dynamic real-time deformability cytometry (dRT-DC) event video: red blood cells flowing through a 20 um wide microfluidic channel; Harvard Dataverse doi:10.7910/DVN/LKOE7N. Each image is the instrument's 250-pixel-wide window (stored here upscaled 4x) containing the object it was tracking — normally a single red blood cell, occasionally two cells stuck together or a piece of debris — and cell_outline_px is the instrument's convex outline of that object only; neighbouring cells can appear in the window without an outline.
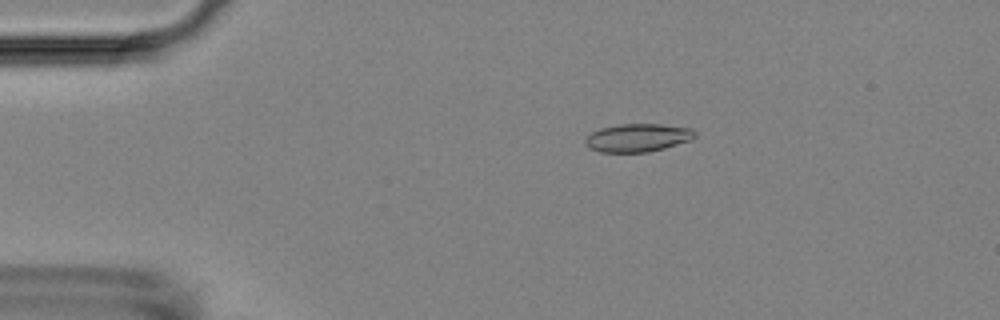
{"species": "Egyptian fruit bat (a non-hibernating species)", "species_latin": "Rousettus aegyptiacus", "temperature_condition": "room temperature", "stored_images_in_passage": 47, "camera_frame_rate_fps": 3000, "um_per_image_px": 0.085, "animal": {"sex": "female"}, "frame": {"image": 1, "passage_image": 2, "time_ms": 0.333, "image_size_px": [1000, 320], "cell_outline_px": [[696, 136], [688, 140], [664, 148], [648, 152], [600, 152], [588, 148], [584, 144], [584, 140], [592, 132], [600, 128], [620, 124], [660, 124], [692, 128], [696, 132]], "centroid_in_image_um": [54.17, 11.7], "position_along_channel_um": 30.8, "area_um2": 17.92}}
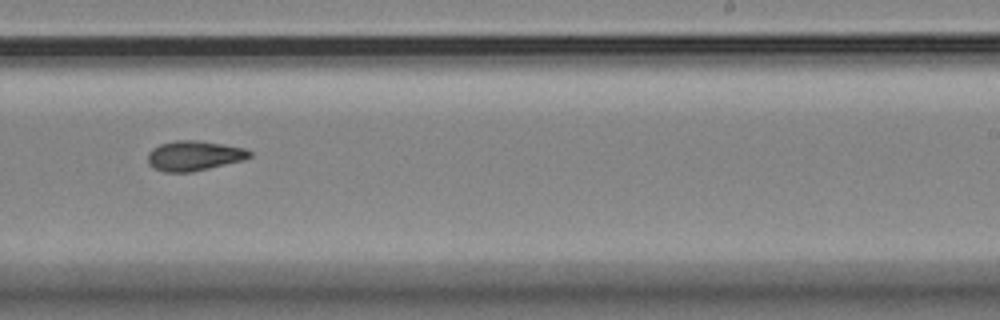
{"frame": {"image": 2, "passage_image": 26, "time_ms": 8.333, "image_size_px": [1000, 320], "cell_outline_px": [[252, 156], [244, 160], [192, 172], [164, 172], [152, 168], [148, 164], [148, 152], [152, 148], [160, 144], [176, 140], [196, 140], [244, 148], [252, 152]], "centroid_in_image_um": [16.47, 13.24], "position_along_channel_um": 272.5, "area_um2": 17.8}}
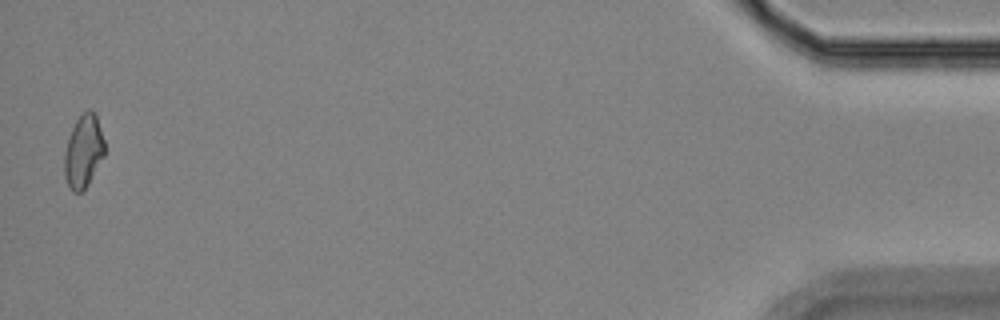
{"frame": {"image": 3, "passage_image": 46, "time_ms": 15.0, "image_size_px": [1000, 320], "cell_outline_px": [[104, 156], [88, 184], [80, 192], [72, 192], [68, 188], [64, 176], [64, 152], [72, 128], [76, 120], [88, 108], [96, 112], [104, 140]], "centroid_in_image_um": [7.09, 12.86], "position_along_channel_um": 428.1, "area_um2": 17.17}, "authors_computed_cell_mechanics": {"area_um2": 17.5712, "velocity_mm_per_s": 3.6286, "shape_relaxation_time_tau1_ms": 5.8212, "shape_relaxation_time_tau2_ms": 5.0247, "deformation_change_tau1": 0.1423, "deformation_change_tau2": 0.1061}}